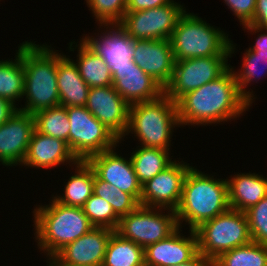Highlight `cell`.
Here are the masks:
<instances>
[{
  "label": "cell",
  "mask_w": 267,
  "mask_h": 266,
  "mask_svg": "<svg viewBox=\"0 0 267 266\" xmlns=\"http://www.w3.org/2000/svg\"><path fill=\"white\" fill-rule=\"evenodd\" d=\"M176 105L180 126L231 122L251 107L241 96L231 67L220 77L183 95Z\"/></svg>",
  "instance_id": "obj_1"
},
{
  "label": "cell",
  "mask_w": 267,
  "mask_h": 266,
  "mask_svg": "<svg viewBox=\"0 0 267 266\" xmlns=\"http://www.w3.org/2000/svg\"><path fill=\"white\" fill-rule=\"evenodd\" d=\"M21 44L24 66L25 105L18 110L35 114L60 105L57 87L58 51L48 44L25 41ZM53 48V49H52Z\"/></svg>",
  "instance_id": "obj_2"
},
{
  "label": "cell",
  "mask_w": 267,
  "mask_h": 266,
  "mask_svg": "<svg viewBox=\"0 0 267 266\" xmlns=\"http://www.w3.org/2000/svg\"><path fill=\"white\" fill-rule=\"evenodd\" d=\"M199 171L193 166L187 172L182 196L175 210L178 227L183 221L190 230L230 209L228 182Z\"/></svg>",
  "instance_id": "obj_3"
},
{
  "label": "cell",
  "mask_w": 267,
  "mask_h": 266,
  "mask_svg": "<svg viewBox=\"0 0 267 266\" xmlns=\"http://www.w3.org/2000/svg\"><path fill=\"white\" fill-rule=\"evenodd\" d=\"M33 215L35 241L47 258L54 257L94 227L82 208L61 204L54 198L48 205L34 207Z\"/></svg>",
  "instance_id": "obj_4"
},
{
  "label": "cell",
  "mask_w": 267,
  "mask_h": 266,
  "mask_svg": "<svg viewBox=\"0 0 267 266\" xmlns=\"http://www.w3.org/2000/svg\"><path fill=\"white\" fill-rule=\"evenodd\" d=\"M175 126L180 127L176 102L162 94L158 99L130 105L125 136L134 134L143 147L169 150Z\"/></svg>",
  "instance_id": "obj_5"
},
{
  "label": "cell",
  "mask_w": 267,
  "mask_h": 266,
  "mask_svg": "<svg viewBox=\"0 0 267 266\" xmlns=\"http://www.w3.org/2000/svg\"><path fill=\"white\" fill-rule=\"evenodd\" d=\"M214 27L200 16L185 10L169 39L175 61L209 56H230L228 34Z\"/></svg>",
  "instance_id": "obj_6"
},
{
  "label": "cell",
  "mask_w": 267,
  "mask_h": 266,
  "mask_svg": "<svg viewBox=\"0 0 267 266\" xmlns=\"http://www.w3.org/2000/svg\"><path fill=\"white\" fill-rule=\"evenodd\" d=\"M198 252L211 264L222 253L252 241L245 212L229 209L194 229Z\"/></svg>",
  "instance_id": "obj_7"
},
{
  "label": "cell",
  "mask_w": 267,
  "mask_h": 266,
  "mask_svg": "<svg viewBox=\"0 0 267 266\" xmlns=\"http://www.w3.org/2000/svg\"><path fill=\"white\" fill-rule=\"evenodd\" d=\"M70 122L69 148L78 161L119 146V139L85 106H67Z\"/></svg>",
  "instance_id": "obj_8"
},
{
  "label": "cell",
  "mask_w": 267,
  "mask_h": 266,
  "mask_svg": "<svg viewBox=\"0 0 267 266\" xmlns=\"http://www.w3.org/2000/svg\"><path fill=\"white\" fill-rule=\"evenodd\" d=\"M236 45L230 40V56H209L175 61L169 84L164 94L177 102L183 95L198 89L202 85L220 77L229 67Z\"/></svg>",
  "instance_id": "obj_9"
},
{
  "label": "cell",
  "mask_w": 267,
  "mask_h": 266,
  "mask_svg": "<svg viewBox=\"0 0 267 266\" xmlns=\"http://www.w3.org/2000/svg\"><path fill=\"white\" fill-rule=\"evenodd\" d=\"M165 210L168 212H163ZM177 228L175 211L139 206L133 212L120 217L115 232L145 249L167 238Z\"/></svg>",
  "instance_id": "obj_10"
},
{
  "label": "cell",
  "mask_w": 267,
  "mask_h": 266,
  "mask_svg": "<svg viewBox=\"0 0 267 266\" xmlns=\"http://www.w3.org/2000/svg\"><path fill=\"white\" fill-rule=\"evenodd\" d=\"M185 7L178 2L126 12L119 23L134 40L170 39Z\"/></svg>",
  "instance_id": "obj_11"
},
{
  "label": "cell",
  "mask_w": 267,
  "mask_h": 266,
  "mask_svg": "<svg viewBox=\"0 0 267 266\" xmlns=\"http://www.w3.org/2000/svg\"><path fill=\"white\" fill-rule=\"evenodd\" d=\"M178 161V162H177ZM168 167L142 185L140 206L175 211L182 196L184 178L192 167L183 160Z\"/></svg>",
  "instance_id": "obj_12"
},
{
  "label": "cell",
  "mask_w": 267,
  "mask_h": 266,
  "mask_svg": "<svg viewBox=\"0 0 267 266\" xmlns=\"http://www.w3.org/2000/svg\"><path fill=\"white\" fill-rule=\"evenodd\" d=\"M85 107L119 139V143L125 141L130 105L113 85L91 87Z\"/></svg>",
  "instance_id": "obj_13"
},
{
  "label": "cell",
  "mask_w": 267,
  "mask_h": 266,
  "mask_svg": "<svg viewBox=\"0 0 267 266\" xmlns=\"http://www.w3.org/2000/svg\"><path fill=\"white\" fill-rule=\"evenodd\" d=\"M100 36L85 35L81 40L103 61L108 68L133 65L134 42L119 23L99 24ZM109 28V29H108ZM104 31V32H103ZM97 36V37H96Z\"/></svg>",
  "instance_id": "obj_14"
},
{
  "label": "cell",
  "mask_w": 267,
  "mask_h": 266,
  "mask_svg": "<svg viewBox=\"0 0 267 266\" xmlns=\"http://www.w3.org/2000/svg\"><path fill=\"white\" fill-rule=\"evenodd\" d=\"M34 130V115L20 110L0 125V162L3 166L22 164Z\"/></svg>",
  "instance_id": "obj_15"
},
{
  "label": "cell",
  "mask_w": 267,
  "mask_h": 266,
  "mask_svg": "<svg viewBox=\"0 0 267 266\" xmlns=\"http://www.w3.org/2000/svg\"><path fill=\"white\" fill-rule=\"evenodd\" d=\"M114 232L105 227H93L62 248L54 258L64 266H102L108 242Z\"/></svg>",
  "instance_id": "obj_16"
},
{
  "label": "cell",
  "mask_w": 267,
  "mask_h": 266,
  "mask_svg": "<svg viewBox=\"0 0 267 266\" xmlns=\"http://www.w3.org/2000/svg\"><path fill=\"white\" fill-rule=\"evenodd\" d=\"M114 150L116 149L93 155L87 162L101 180L133 195L140 202L142 185L136 176L131 158L128 160Z\"/></svg>",
  "instance_id": "obj_17"
},
{
  "label": "cell",
  "mask_w": 267,
  "mask_h": 266,
  "mask_svg": "<svg viewBox=\"0 0 267 266\" xmlns=\"http://www.w3.org/2000/svg\"><path fill=\"white\" fill-rule=\"evenodd\" d=\"M133 61L163 89L169 84L175 64L169 39L135 40Z\"/></svg>",
  "instance_id": "obj_18"
},
{
  "label": "cell",
  "mask_w": 267,
  "mask_h": 266,
  "mask_svg": "<svg viewBox=\"0 0 267 266\" xmlns=\"http://www.w3.org/2000/svg\"><path fill=\"white\" fill-rule=\"evenodd\" d=\"M181 228L178 227L167 238L144 249L145 266L177 265L188 262L198 253L195 231L189 229L190 236L185 237Z\"/></svg>",
  "instance_id": "obj_19"
},
{
  "label": "cell",
  "mask_w": 267,
  "mask_h": 266,
  "mask_svg": "<svg viewBox=\"0 0 267 266\" xmlns=\"http://www.w3.org/2000/svg\"><path fill=\"white\" fill-rule=\"evenodd\" d=\"M113 86L129 104L158 99L164 89L135 63L130 66L110 69Z\"/></svg>",
  "instance_id": "obj_20"
},
{
  "label": "cell",
  "mask_w": 267,
  "mask_h": 266,
  "mask_svg": "<svg viewBox=\"0 0 267 266\" xmlns=\"http://www.w3.org/2000/svg\"><path fill=\"white\" fill-rule=\"evenodd\" d=\"M77 162L78 160L71 152L67 142L39 133L35 129L21 165L47 170L58 165H65V163L66 166L67 164L75 166Z\"/></svg>",
  "instance_id": "obj_21"
},
{
  "label": "cell",
  "mask_w": 267,
  "mask_h": 266,
  "mask_svg": "<svg viewBox=\"0 0 267 266\" xmlns=\"http://www.w3.org/2000/svg\"><path fill=\"white\" fill-rule=\"evenodd\" d=\"M57 87L61 106H85L90 87L80 76L75 60L58 52Z\"/></svg>",
  "instance_id": "obj_22"
},
{
  "label": "cell",
  "mask_w": 267,
  "mask_h": 266,
  "mask_svg": "<svg viewBox=\"0 0 267 266\" xmlns=\"http://www.w3.org/2000/svg\"><path fill=\"white\" fill-rule=\"evenodd\" d=\"M230 209L245 212L267 196V177L239 173L227 179Z\"/></svg>",
  "instance_id": "obj_23"
},
{
  "label": "cell",
  "mask_w": 267,
  "mask_h": 266,
  "mask_svg": "<svg viewBox=\"0 0 267 266\" xmlns=\"http://www.w3.org/2000/svg\"><path fill=\"white\" fill-rule=\"evenodd\" d=\"M79 42L78 45L75 41L70 42L69 51H74L75 49L78 51L77 63L75 62V65L77 66L82 79L90 88L113 85L112 75L107 64L82 40ZM73 44H75V46Z\"/></svg>",
  "instance_id": "obj_24"
},
{
  "label": "cell",
  "mask_w": 267,
  "mask_h": 266,
  "mask_svg": "<svg viewBox=\"0 0 267 266\" xmlns=\"http://www.w3.org/2000/svg\"><path fill=\"white\" fill-rule=\"evenodd\" d=\"M74 175L70 176L62 195L51 197L61 204L82 208L94 191V170L87 161L76 163Z\"/></svg>",
  "instance_id": "obj_25"
},
{
  "label": "cell",
  "mask_w": 267,
  "mask_h": 266,
  "mask_svg": "<svg viewBox=\"0 0 267 266\" xmlns=\"http://www.w3.org/2000/svg\"><path fill=\"white\" fill-rule=\"evenodd\" d=\"M134 171L141 185L155 177L174 160L169 150L139 146L130 154Z\"/></svg>",
  "instance_id": "obj_26"
},
{
  "label": "cell",
  "mask_w": 267,
  "mask_h": 266,
  "mask_svg": "<svg viewBox=\"0 0 267 266\" xmlns=\"http://www.w3.org/2000/svg\"><path fill=\"white\" fill-rule=\"evenodd\" d=\"M15 59L0 60V98L9 100L15 106L24 98V66L21 59V45Z\"/></svg>",
  "instance_id": "obj_27"
},
{
  "label": "cell",
  "mask_w": 267,
  "mask_h": 266,
  "mask_svg": "<svg viewBox=\"0 0 267 266\" xmlns=\"http://www.w3.org/2000/svg\"><path fill=\"white\" fill-rule=\"evenodd\" d=\"M102 266H145L144 249L114 232L108 242Z\"/></svg>",
  "instance_id": "obj_28"
},
{
  "label": "cell",
  "mask_w": 267,
  "mask_h": 266,
  "mask_svg": "<svg viewBox=\"0 0 267 266\" xmlns=\"http://www.w3.org/2000/svg\"><path fill=\"white\" fill-rule=\"evenodd\" d=\"M210 266H267V245L251 241L222 253Z\"/></svg>",
  "instance_id": "obj_29"
},
{
  "label": "cell",
  "mask_w": 267,
  "mask_h": 266,
  "mask_svg": "<svg viewBox=\"0 0 267 266\" xmlns=\"http://www.w3.org/2000/svg\"><path fill=\"white\" fill-rule=\"evenodd\" d=\"M35 129L42 134L59 138L69 146L70 122L65 106H56L34 114Z\"/></svg>",
  "instance_id": "obj_30"
},
{
  "label": "cell",
  "mask_w": 267,
  "mask_h": 266,
  "mask_svg": "<svg viewBox=\"0 0 267 266\" xmlns=\"http://www.w3.org/2000/svg\"><path fill=\"white\" fill-rule=\"evenodd\" d=\"M242 66L241 69L237 72L234 70L232 66L231 69L234 73L235 80L237 82V86L239 89V92L241 96L252 106L253 99H256L254 96L253 91L250 92V90H246L248 85H250L251 82L259 80L260 73H261V63L263 62L265 73L267 74V57L264 56H258L254 51L246 49L243 57H242ZM260 66V67H259ZM260 68V70H259ZM263 69V68H262ZM263 70V71H264ZM260 72V73H259ZM262 75V74H261Z\"/></svg>",
  "instance_id": "obj_31"
},
{
  "label": "cell",
  "mask_w": 267,
  "mask_h": 266,
  "mask_svg": "<svg viewBox=\"0 0 267 266\" xmlns=\"http://www.w3.org/2000/svg\"><path fill=\"white\" fill-rule=\"evenodd\" d=\"M93 193L107 201L119 217L133 212L140 206V202L133 195L122 192L109 182L101 180L95 172Z\"/></svg>",
  "instance_id": "obj_32"
},
{
  "label": "cell",
  "mask_w": 267,
  "mask_h": 266,
  "mask_svg": "<svg viewBox=\"0 0 267 266\" xmlns=\"http://www.w3.org/2000/svg\"><path fill=\"white\" fill-rule=\"evenodd\" d=\"M94 227H105L116 230L120 217L114 212L112 206L100 196L94 193L82 207Z\"/></svg>",
  "instance_id": "obj_33"
},
{
  "label": "cell",
  "mask_w": 267,
  "mask_h": 266,
  "mask_svg": "<svg viewBox=\"0 0 267 266\" xmlns=\"http://www.w3.org/2000/svg\"><path fill=\"white\" fill-rule=\"evenodd\" d=\"M97 24L120 23L126 13L127 0H86Z\"/></svg>",
  "instance_id": "obj_34"
},
{
  "label": "cell",
  "mask_w": 267,
  "mask_h": 266,
  "mask_svg": "<svg viewBox=\"0 0 267 266\" xmlns=\"http://www.w3.org/2000/svg\"><path fill=\"white\" fill-rule=\"evenodd\" d=\"M252 241L267 245V196L245 211Z\"/></svg>",
  "instance_id": "obj_35"
},
{
  "label": "cell",
  "mask_w": 267,
  "mask_h": 266,
  "mask_svg": "<svg viewBox=\"0 0 267 266\" xmlns=\"http://www.w3.org/2000/svg\"><path fill=\"white\" fill-rule=\"evenodd\" d=\"M227 8L238 18L240 25L249 24L255 13L256 0H224Z\"/></svg>",
  "instance_id": "obj_36"
},
{
  "label": "cell",
  "mask_w": 267,
  "mask_h": 266,
  "mask_svg": "<svg viewBox=\"0 0 267 266\" xmlns=\"http://www.w3.org/2000/svg\"><path fill=\"white\" fill-rule=\"evenodd\" d=\"M242 26V28L247 29V31H250V33H260L257 35L258 37L255 40L256 43H254V45L248 49L254 51L258 56L267 57V28H261L251 24H245Z\"/></svg>",
  "instance_id": "obj_37"
},
{
  "label": "cell",
  "mask_w": 267,
  "mask_h": 266,
  "mask_svg": "<svg viewBox=\"0 0 267 266\" xmlns=\"http://www.w3.org/2000/svg\"><path fill=\"white\" fill-rule=\"evenodd\" d=\"M175 2L174 0H127L126 12L142 11L157 8L165 4Z\"/></svg>",
  "instance_id": "obj_38"
},
{
  "label": "cell",
  "mask_w": 267,
  "mask_h": 266,
  "mask_svg": "<svg viewBox=\"0 0 267 266\" xmlns=\"http://www.w3.org/2000/svg\"><path fill=\"white\" fill-rule=\"evenodd\" d=\"M249 24L267 28V0H256L255 13Z\"/></svg>",
  "instance_id": "obj_39"
},
{
  "label": "cell",
  "mask_w": 267,
  "mask_h": 266,
  "mask_svg": "<svg viewBox=\"0 0 267 266\" xmlns=\"http://www.w3.org/2000/svg\"><path fill=\"white\" fill-rule=\"evenodd\" d=\"M18 108L9 100L0 98V125L5 123Z\"/></svg>",
  "instance_id": "obj_40"
},
{
  "label": "cell",
  "mask_w": 267,
  "mask_h": 266,
  "mask_svg": "<svg viewBox=\"0 0 267 266\" xmlns=\"http://www.w3.org/2000/svg\"><path fill=\"white\" fill-rule=\"evenodd\" d=\"M170 266V265H167ZM172 266H210V263L198 252L191 260Z\"/></svg>",
  "instance_id": "obj_41"
},
{
  "label": "cell",
  "mask_w": 267,
  "mask_h": 266,
  "mask_svg": "<svg viewBox=\"0 0 267 266\" xmlns=\"http://www.w3.org/2000/svg\"><path fill=\"white\" fill-rule=\"evenodd\" d=\"M47 260H49L47 261L48 262L47 266H64L60 264L54 257L48 258Z\"/></svg>",
  "instance_id": "obj_42"
}]
</instances>
